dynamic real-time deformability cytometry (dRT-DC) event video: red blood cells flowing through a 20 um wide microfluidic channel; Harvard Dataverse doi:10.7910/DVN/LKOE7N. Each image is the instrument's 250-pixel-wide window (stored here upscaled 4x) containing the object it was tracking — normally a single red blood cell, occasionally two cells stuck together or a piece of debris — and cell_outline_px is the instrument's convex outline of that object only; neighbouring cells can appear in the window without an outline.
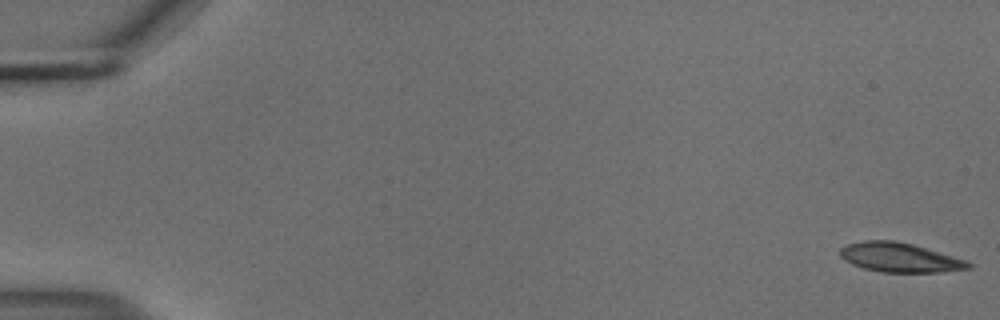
{"species": "common noctule bat (a hibernating species)", "species_latin": "Nyctalus noctula", "temperature_condition": "cold", "stored_images_in_passage": 55, "camera_frame_rate_fps": 3000, "um_per_image_px": 0.085, "animal": {"sex": "male", "body_mass_g": 18.8}, "frame": {"image": 1, "passage_image": 1, "time_ms": 0.0, "image_size_px": [1000, 320], "cell_outline_px": [[972, 268], [940, 272], [880, 272], [864, 268], [852, 264], [844, 260], [840, 256], [840, 248], [848, 244], [864, 240], [896, 240], [912, 244], [968, 260], [972, 264]], "centroid_in_image_um": [76.49, 21.88], "position_along_channel_um": 8.5, "area_um2": 22.02}}
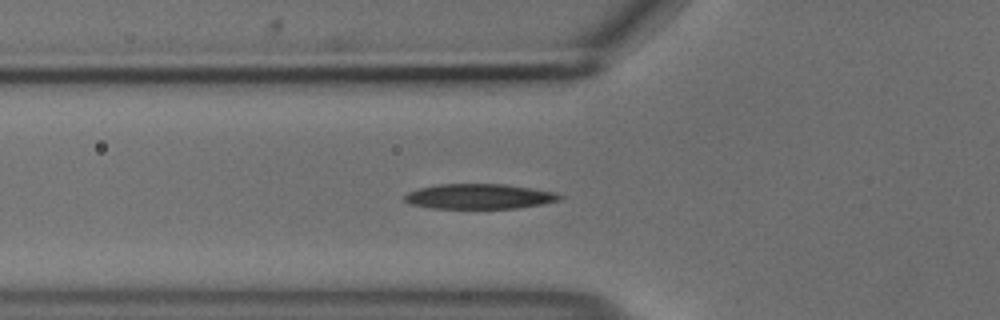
{"frame": {"image": 2, "passage_image": 20, "time_ms": 6.333, "image_size_px": [1000, 320], "cell_outline_px": [[564, 196], [560, 200], [540, 204], [516, 208], [432, 208], [412, 204], [400, 200], [408, 192], [420, 188], [440, 184], [504, 184], [556, 192]], "centroid_in_image_um": [40.72, 16.69], "position_along_channel_um": 85.1, "area_um2": 22.54}}
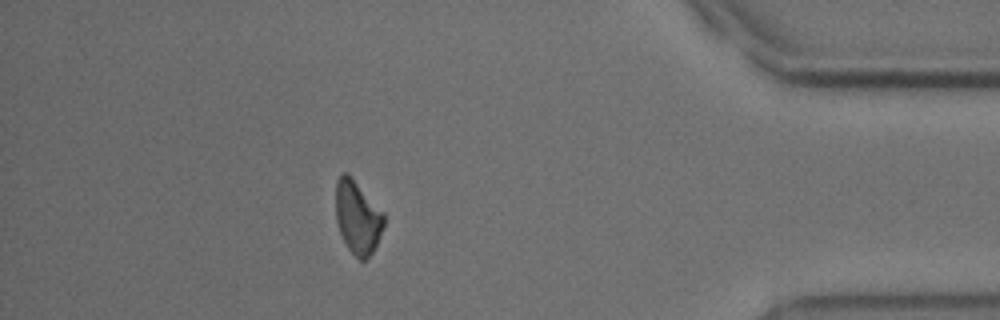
{"frame": {"image": 3, "passage_image": 49, "time_ms": 16.0, "image_size_px": [1000, 320], "cell_outline_px": [[384, 224], [376, 244], [372, 252], [364, 260], [360, 260], [348, 248], [336, 224], [336, 180], [344, 172], [348, 172], [352, 176], [384, 212]], "centroid_in_image_um": [30.39, 18.42], "position_along_channel_um": 404.8, "area_um2": 20.46}, "authors_computed_cell_mechanics": {"area_um2": 22.5998, "velocity_mm_per_s": 3.6874, "shape_relaxation_time_tau1_ms": 6.609, "shape_relaxation_time_tau2_ms": null, "deformation_change_tau1": 0.1597, "deformation_change_tau2": null}}